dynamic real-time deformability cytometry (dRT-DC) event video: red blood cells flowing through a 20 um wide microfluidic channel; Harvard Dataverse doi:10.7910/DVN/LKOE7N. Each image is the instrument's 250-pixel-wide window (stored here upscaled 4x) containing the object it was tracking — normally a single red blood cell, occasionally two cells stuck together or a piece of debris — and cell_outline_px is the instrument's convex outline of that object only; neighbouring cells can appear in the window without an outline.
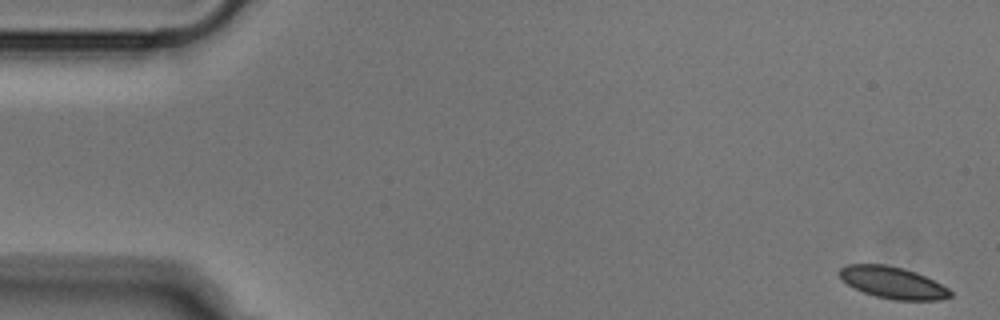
{"species": "Egyptian fruit bat (a non-hibernating species)", "species_latin": "Rousettus aegyptiacus", "temperature_condition": "cold", "stored_images_in_passage": 52, "camera_frame_rate_fps": 3000, "um_per_image_px": 0.085, "animal": {"sex": "male"}, "frame": {"image": 1, "passage_image": 1, "time_ms": 0.0, "image_size_px": [1000, 320], "cell_outline_px": [[952, 296], [940, 300], [892, 300], [876, 296], [864, 292], [848, 284], [836, 272], [840, 268], [848, 264], [884, 264], [904, 268], [916, 272], [948, 288], [952, 292]], "centroid_in_image_um": [75.88, 24.02], "position_along_channel_um": 9.1, "area_um2": 20.4}}
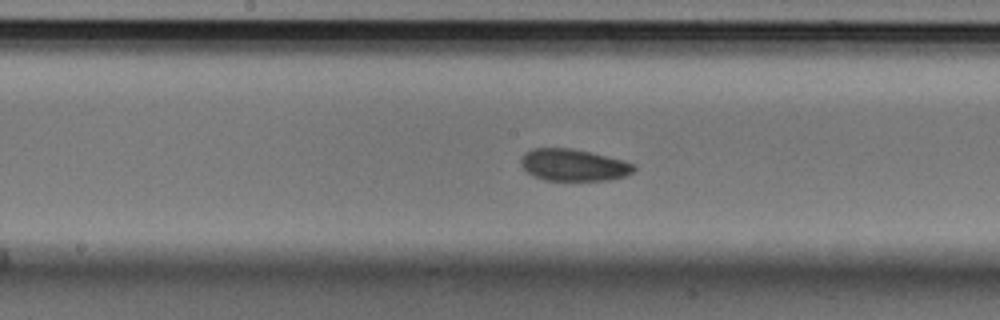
{"frame": {"image": 2, "passage_image": 26, "time_ms": 8.333, "image_size_px": [1000, 320], "cell_outline_px": [[636, 168], [632, 172], [624, 176], [608, 180], [544, 180], [532, 176], [520, 164], [520, 160], [524, 152], [532, 148], [572, 148], [592, 152], [624, 160], [636, 164]], "centroid_in_image_um": [48.74, 14.01], "position_along_channel_um": 199.5, "area_um2": 21.21}}
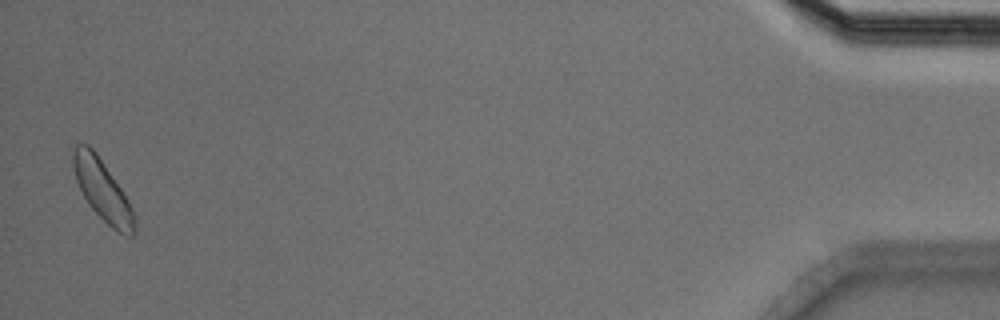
{"frame": {"image": 3, "passage_image": 51, "time_ms": 16.667, "image_size_px": [1000, 320], "cell_outline_px": [[136, 232], [132, 236], [128, 236], [112, 228], [88, 204], [76, 180], [72, 168], [72, 156], [76, 144], [88, 144], [96, 152], [128, 200], [136, 216]], "centroid_in_image_um": [8.72, 16.18], "position_along_channel_um": 426.5, "area_um2": 21.44}}